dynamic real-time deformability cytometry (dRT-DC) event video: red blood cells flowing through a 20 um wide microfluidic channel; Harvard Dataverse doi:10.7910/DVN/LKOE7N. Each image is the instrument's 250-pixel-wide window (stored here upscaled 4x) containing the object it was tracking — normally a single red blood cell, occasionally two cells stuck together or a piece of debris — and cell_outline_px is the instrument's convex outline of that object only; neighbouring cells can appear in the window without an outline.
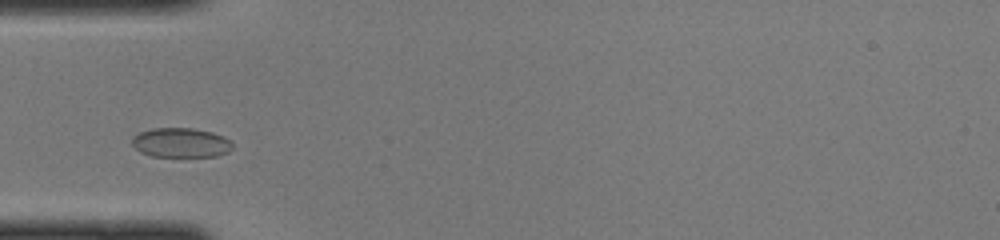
{"species": "common noctule bat (a hibernating species)", "species_latin": "Nyctalus noctula", "temperature_condition": "cold", "stored_images_in_passage": 38, "camera_frame_rate_fps": 3000, "um_per_image_px": 0.085, "animal": {"sex": "female", "body_mass_g": 22.0, "forearm_length_mm": 56.7}, "frame": {"image": 1, "passage_image": 6, "time_ms": 1.667, "image_size_px": [1000, 240], "cell_outline_px": [[232, 148], [228, 152], [216, 156], [152, 156], [140, 152], [132, 144], [132, 136], [140, 132], [152, 128], [192, 128], [212, 132], [224, 136], [232, 144]], "centroid_in_image_um": [15.36, 12.12], "position_along_channel_um": 69.6, "area_um2": 17.22}}
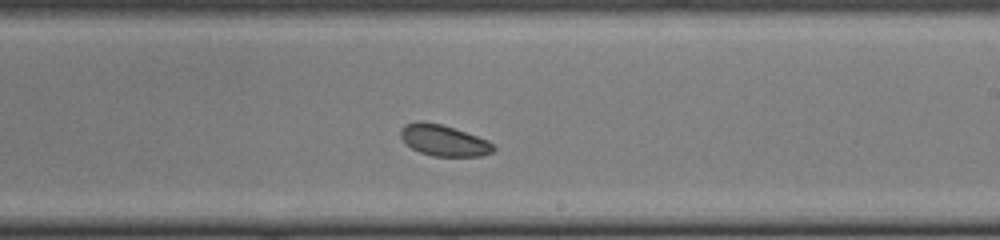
{"frame": {"image": 2, "passage_image": 19, "time_ms": 6.0, "image_size_px": [1000, 240], "cell_outline_px": [[496, 148], [492, 152], [480, 156], [432, 156], [420, 152], [412, 148], [400, 136], [400, 128], [404, 124], [416, 120], [420, 120], [440, 124], [488, 140]], "centroid_in_image_um": [37.68, 11.93], "position_along_channel_um": 251.3, "area_um2": 16.7}}
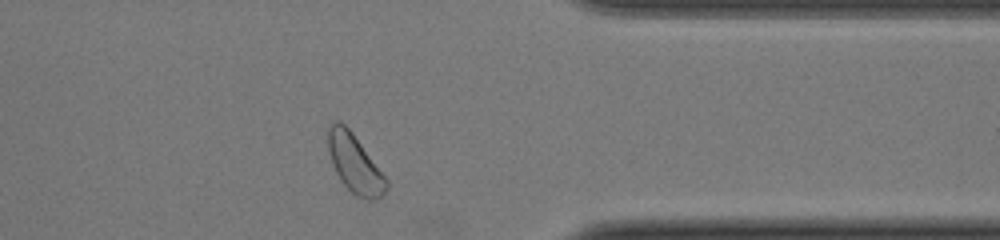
{"frame": {"image": 3, "passage_image": 29, "time_ms": 9.333, "image_size_px": [1000, 240], "cell_outline_px": [[388, 188], [380, 196], [372, 200], [368, 200], [356, 196], [340, 180], [332, 164], [328, 152], [328, 128], [332, 120], [340, 120], [352, 132], [388, 180]], "centroid_in_image_um": [30.13, 13.89], "position_along_channel_um": 381.3, "area_um2": 19.71}}